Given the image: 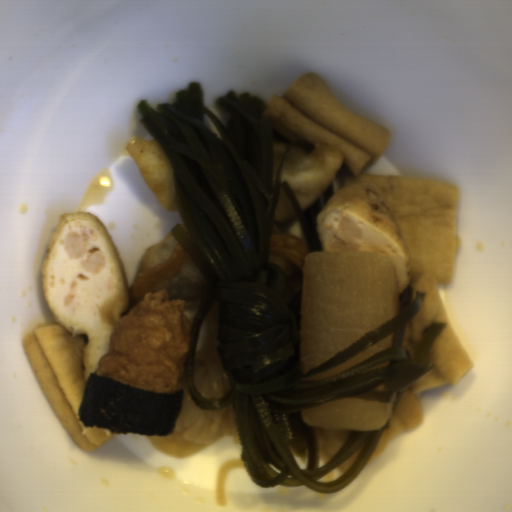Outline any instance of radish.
I'll return each instance as SVG.
<instances>
[{
	"label": "radish",
	"mask_w": 512,
	"mask_h": 512,
	"mask_svg": "<svg viewBox=\"0 0 512 512\" xmlns=\"http://www.w3.org/2000/svg\"><path fill=\"white\" fill-rule=\"evenodd\" d=\"M396 266L357 250L305 255L299 307L303 374L401 312Z\"/></svg>",
	"instance_id": "radish-1"
},
{
	"label": "radish",
	"mask_w": 512,
	"mask_h": 512,
	"mask_svg": "<svg viewBox=\"0 0 512 512\" xmlns=\"http://www.w3.org/2000/svg\"><path fill=\"white\" fill-rule=\"evenodd\" d=\"M392 404L344 398L315 408L300 410L303 424L332 431H368L382 428Z\"/></svg>",
	"instance_id": "radish-2"
}]
</instances>
